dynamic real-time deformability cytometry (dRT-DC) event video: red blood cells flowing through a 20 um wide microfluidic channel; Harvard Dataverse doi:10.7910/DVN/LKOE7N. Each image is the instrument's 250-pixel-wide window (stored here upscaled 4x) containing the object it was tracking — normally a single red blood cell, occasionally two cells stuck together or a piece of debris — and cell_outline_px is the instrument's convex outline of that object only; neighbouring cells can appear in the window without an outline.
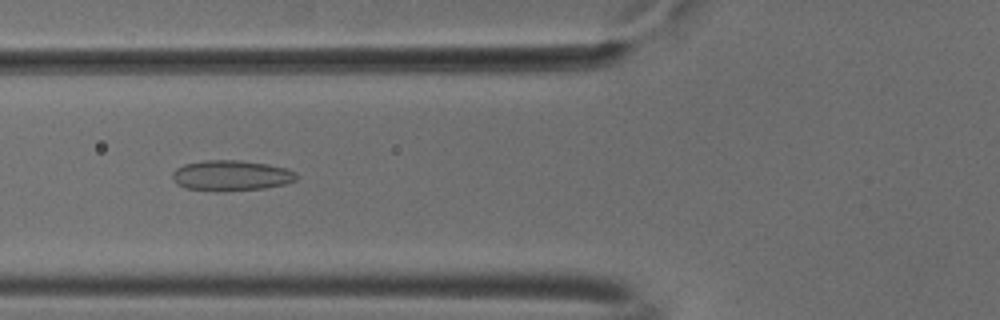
{"species": "common noctule bat (a hibernating species)", "species_latin": "Nyctalus noctula", "temperature_condition": "cold", "stored_images_in_passage": 53, "camera_frame_rate_fps": 3000, "um_per_image_px": 0.085, "animal": {"sex": "male", "body_mass_g": 18.8}, "frame": {"image": 1, "passage_image": 20, "time_ms": 6.333, "image_size_px": [1000, 320], "cell_outline_px": [[300, 176], [296, 180], [284, 184], [264, 188], [184, 188], [176, 184], [172, 180], [172, 172], [176, 168], [184, 164], [204, 160], [240, 160], [268, 164], [288, 168], [296, 172]], "centroid_in_image_um": [19.68, 14.86], "position_along_channel_um": 106.1, "area_um2": 21.33}}
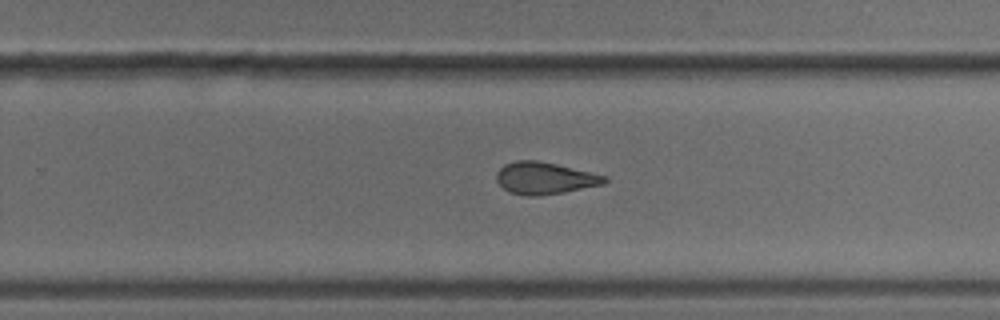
{"frame": {"image": 2, "passage_image": 34, "time_ms": 11.0, "image_size_px": [1000, 320], "cell_outline_px": [[608, 180], [604, 184], [564, 192], [536, 196], [528, 196], [508, 192], [496, 180], [496, 172], [504, 164], [516, 160], [536, 160], [556, 164], [608, 176]], "centroid_in_image_um": [46.29, 15.14], "position_along_channel_um": 283.5, "area_um2": 20.17}}
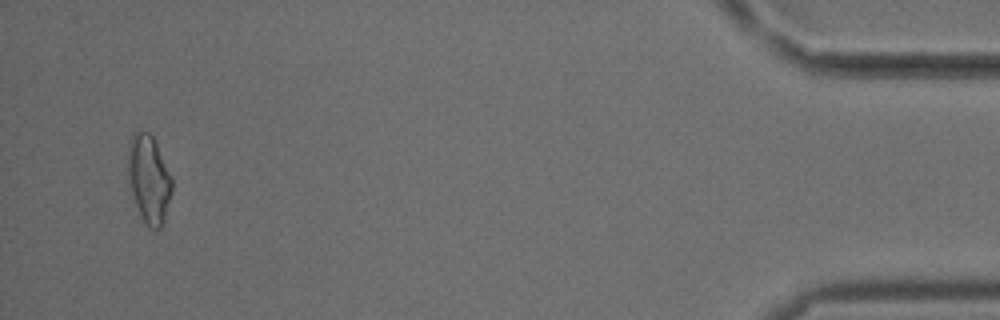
{"frame": {"image": 3, "passage_image": 51, "time_ms": 16.667, "image_size_px": [1000, 320], "cell_outline_px": [[172, 192], [160, 228], [156, 232], [152, 232], [144, 224], [132, 196], [128, 180], [128, 144], [132, 132], [148, 132], [152, 136], [172, 176]], "centroid_in_image_um": [12.64, 15.26], "position_along_channel_um": 422.6, "area_um2": 22.72}, "authors_computed_cell_mechanics": {"area_um2": 21.3282, "velocity_mm_per_s": 3.7899, "shape_relaxation_time_tau1_ms": 10.5081, "shape_relaxation_time_tau2_ms": 2.5172, "deformation_change_tau1": 0.1808, "deformation_change_tau2": 0.1061}}